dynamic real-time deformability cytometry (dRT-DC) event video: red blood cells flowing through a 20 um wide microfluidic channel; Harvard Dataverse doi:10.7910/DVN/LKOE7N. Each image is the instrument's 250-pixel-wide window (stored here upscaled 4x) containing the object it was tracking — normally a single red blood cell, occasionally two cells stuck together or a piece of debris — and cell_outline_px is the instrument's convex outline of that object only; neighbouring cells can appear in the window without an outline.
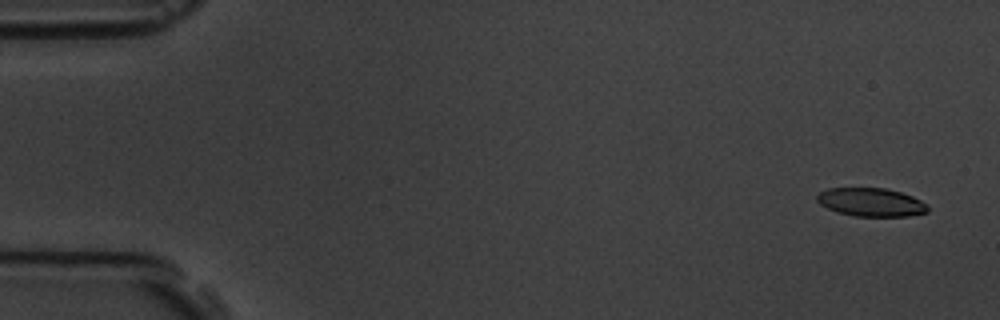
{"species": "common noctule bat (a hibernating species)", "species_latin": "Nyctalus noctula", "temperature_condition": "room temperature", "stored_images_in_passage": 7, "camera_frame_rate_fps": 3000, "um_per_image_px": 0.085, "animal": {"sex": "male", "body_mass_g": 19.5, "forearm_length_mm": 54.6}, "frame": {"image": 1, "passage_image": 1, "time_ms": 0.0, "image_size_px": [1000, 320], "cell_outline_px": [[928, 212], [908, 216], [852, 216], [836, 212], [820, 204], [816, 200], [816, 196], [820, 192], [828, 188], [884, 188], [900, 192], [912, 196], [928, 204]], "centroid_in_image_um": [74.03, 17.19], "position_along_channel_um": 11.0, "area_um2": 18.38}}
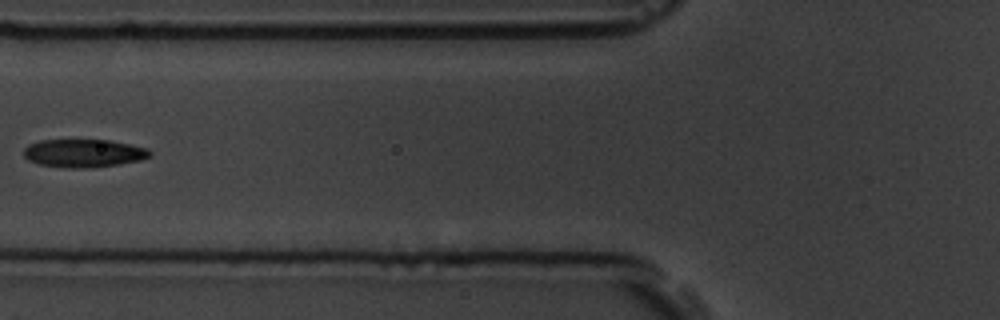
{"frame": {"image": 2, "passage_image": 6, "time_ms": 6.667, "image_size_px": [1000, 320], "cell_outline_px": [[152, 156], [140, 160], [120, 164], [92, 168], [64, 168], [36, 164], [28, 160], [24, 156], [24, 148], [28, 144], [40, 140], [108, 140], [148, 148], [152, 152]], "centroid_in_image_um": [7.1, 13.03], "position_along_channel_um": 118.7, "area_um2": 20.92}}
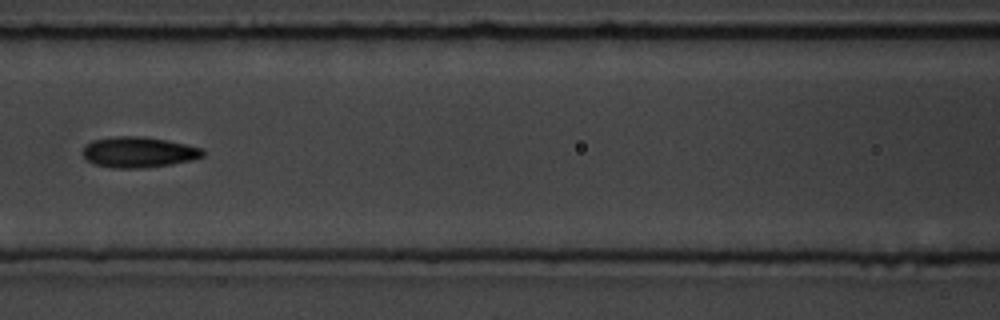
{"frame": {"image": 3, "passage_image": 7, "time_ms": 7.667, "image_size_px": [1000, 320], "cell_outline_px": [[204, 156], [192, 160], [172, 164], [148, 168], [112, 168], [96, 164], [88, 160], [84, 156], [84, 144], [92, 140], [116, 136], [140, 136], [168, 140], [204, 148]], "centroid_in_image_um": [11.82, 12.93], "position_along_channel_um": 154.8, "area_um2": 21.62}}